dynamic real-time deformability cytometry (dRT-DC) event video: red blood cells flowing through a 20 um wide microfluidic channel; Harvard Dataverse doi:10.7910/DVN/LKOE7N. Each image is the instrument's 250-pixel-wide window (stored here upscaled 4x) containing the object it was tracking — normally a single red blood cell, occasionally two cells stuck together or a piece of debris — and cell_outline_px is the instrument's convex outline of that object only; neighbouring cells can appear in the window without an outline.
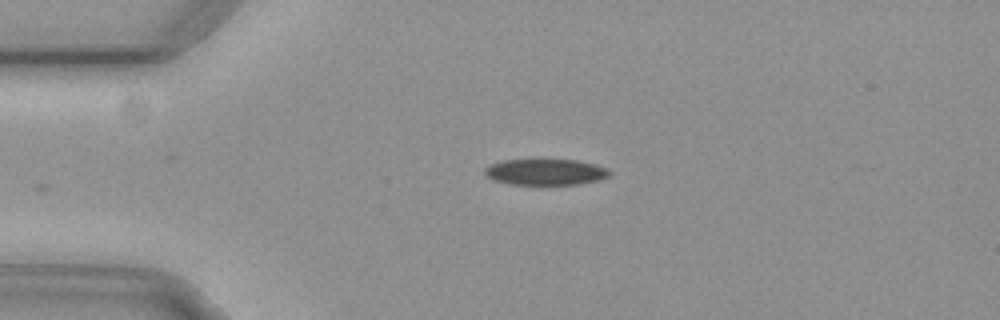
{"species": "common noctule bat (a hibernating species)", "species_latin": "Nyctalus noctula", "temperature_condition": "cold", "stored_images_in_passage": 40, "camera_frame_rate_fps": 3000, "um_per_image_px": 0.085, "animal": {"sex": "female", "body_mass_g": 29.2, "forearm_length_mm": 56.3}, "frame": {"image": 1, "passage_image": 2, "time_ms": 0.333, "image_size_px": [1000, 320], "cell_outline_px": [[612, 172], [608, 176], [600, 180], [580, 184], [508, 184], [492, 180], [484, 176], [484, 168], [492, 164], [504, 160], [576, 160], [608, 168]], "centroid_in_image_um": [46.35, 14.63], "position_along_channel_um": 38.7, "area_um2": 18.96}}
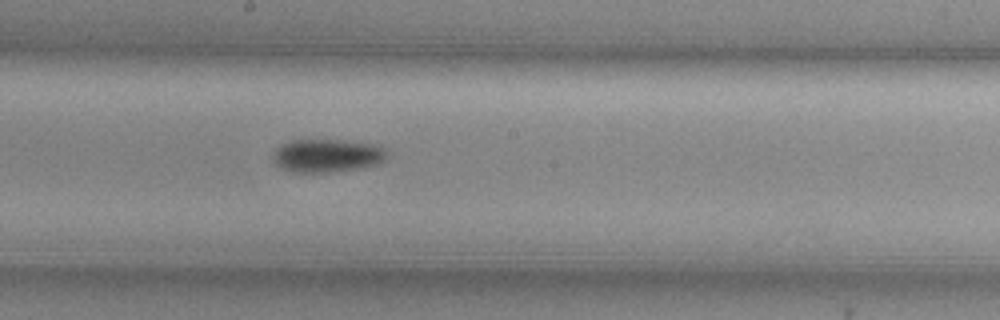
{"frame": {"image": 2, "passage_image": 19, "time_ms": 6.0, "image_size_px": [1000, 320], "cell_outline_px": [[384, 160], [380, 164], [360, 168], [324, 172], [292, 172], [276, 164], [272, 160], [272, 156], [276, 148], [292, 140], [344, 140], [372, 144], [384, 148]], "centroid_in_image_um": [27.78, 13.22], "position_along_channel_um": 220.4, "area_um2": 21.73}}
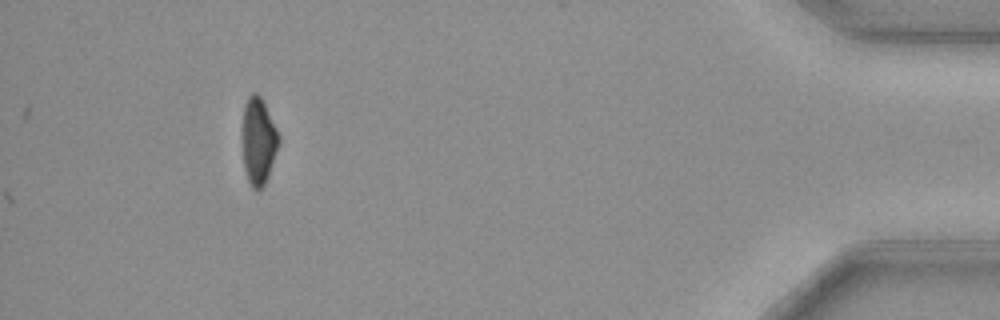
{"frame": {"image": 3, "passage_image": 40, "time_ms": 13.0, "image_size_px": [1000, 320], "cell_outline_px": [[280, 140], [268, 176], [264, 184], [256, 192], [252, 188], [248, 180], [244, 168], [244, 104], [248, 96], [252, 92], [256, 92], [260, 96], [280, 136]], "centroid_in_image_um": [21.98, 12.0], "position_along_channel_um": 413.2, "area_um2": 17.86}, "authors_computed_cell_mechanics": {"area_um2": 20.7213, "velocity_mm_per_s": 3.7355, "shape_relaxation_time_tau1_ms": 6.1563, "shape_relaxation_time_tau2_ms": null, "deformation_change_tau1": 0.1498, "deformation_change_tau2": null}}